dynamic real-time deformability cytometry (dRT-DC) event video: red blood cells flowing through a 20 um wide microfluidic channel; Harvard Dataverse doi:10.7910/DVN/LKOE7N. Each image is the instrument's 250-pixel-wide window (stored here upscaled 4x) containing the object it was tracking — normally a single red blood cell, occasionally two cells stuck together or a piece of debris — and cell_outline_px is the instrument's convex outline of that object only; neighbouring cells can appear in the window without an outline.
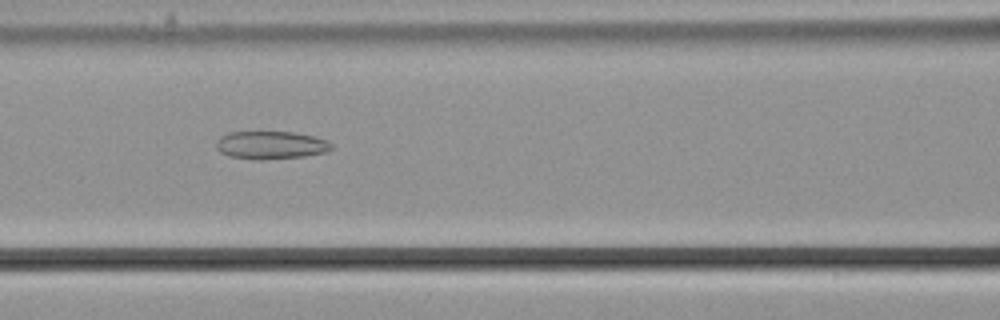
{"species": "common noctule bat (a hibernating species)", "species_latin": "Nyctalus noctula", "temperature_condition": "cold", "stored_images_in_passage": 56, "camera_frame_rate_fps": 3000, "um_per_image_px": 0.085, "animal": {"sex": "male", "body_mass_g": 21.5, "forearm_length_mm": 52.0}, "frame": {"image": 1, "passage_image": 25, "time_ms": 8.0, "image_size_px": [1000, 320], "cell_outline_px": [[332, 148], [328, 152], [304, 156], [260, 160], [256, 160], [228, 156], [220, 152], [216, 148], [216, 140], [220, 136], [228, 132], [292, 132], [312, 136], [328, 140], [332, 144]], "centroid_in_image_um": [23.0, 12.34], "position_along_channel_um": 143.6, "area_um2": 18.9}}
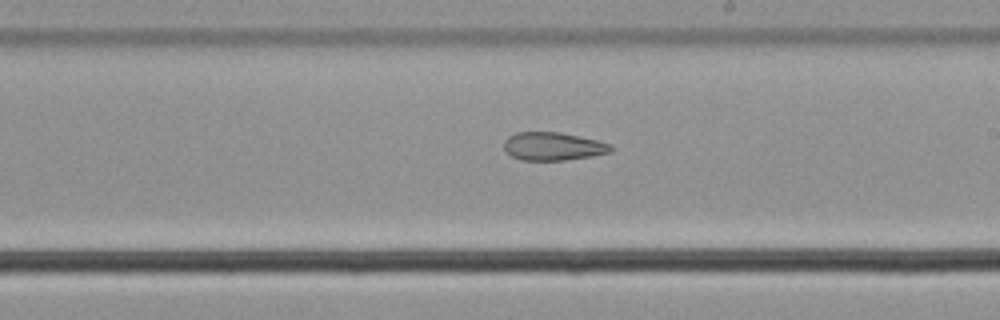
{"frame": {"image": 2, "passage_image": 33, "time_ms": 10.667, "image_size_px": [1000, 320], "cell_outline_px": [[612, 152], [592, 156], [564, 160], [520, 160], [504, 152], [504, 140], [508, 136], [516, 132], [560, 132], [596, 140], [612, 144]], "centroid_in_image_um": [46.98, 12.44], "position_along_channel_um": 242.0, "area_um2": 17.63}}
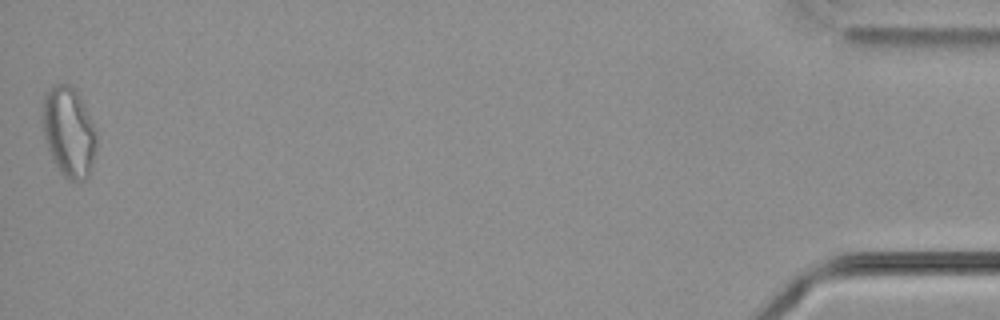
{"frame": {"image": 3, "passage_image": 56, "time_ms": 18.333, "image_size_px": [1000, 320], "cell_outline_px": [[96, 148], [92, 164], [88, 176], [84, 180], [68, 180], [60, 172], [48, 148], [44, 136], [40, 116], [44, 96], [52, 84], [68, 84], [80, 96], [84, 104], [96, 132]], "centroid_in_image_um": [5.82, 11.19], "position_along_channel_um": 429.4, "area_um2": 28.26}, "authors_computed_cell_mechanics": {"area_um2": 23.3512, "velocity_mm_per_s": 3.6985, "shape_relaxation_time_tau1_ms": null, "shape_relaxation_time_tau2_ms": 10.2924, "deformation_change_tau1": null, "deformation_change_tau2": 0.2204}}